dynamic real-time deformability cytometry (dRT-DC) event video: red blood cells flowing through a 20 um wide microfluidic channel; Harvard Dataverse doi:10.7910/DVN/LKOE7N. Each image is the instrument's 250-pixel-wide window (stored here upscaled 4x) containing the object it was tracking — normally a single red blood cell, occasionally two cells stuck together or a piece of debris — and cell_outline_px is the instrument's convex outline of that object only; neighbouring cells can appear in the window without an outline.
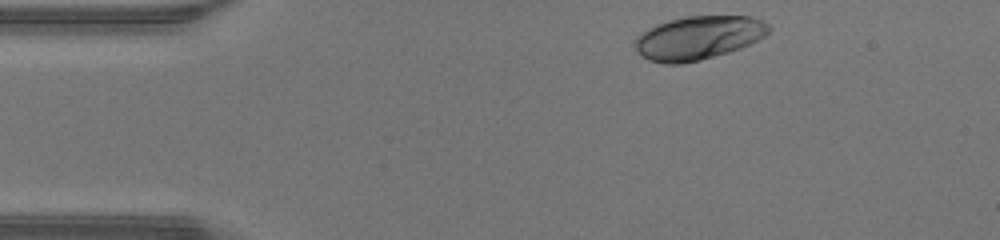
{"species": "human", "species_latin": "Homo sapiens", "temperature_condition": "warm", "stored_images_in_passage": 34, "camera_frame_rate_fps": 3000, "um_per_image_px": 0.085, "donor": {"sex": "male"}, "frame": {"image": 1, "passage_image": 1, "time_ms": 0.0, "image_size_px": [1000, 240], "cell_outline_px": [[772, 28], [764, 36], [740, 48], [728, 52], [700, 60], [684, 64], [664, 64], [648, 60], [640, 56], [636, 52], [632, 40], [640, 32], [656, 24], [668, 20], [684, 16], [752, 16], [768, 24]], "centroid_in_image_um": [59.28, 3.22], "position_along_channel_um": 25.7, "area_um2": 34.39}}
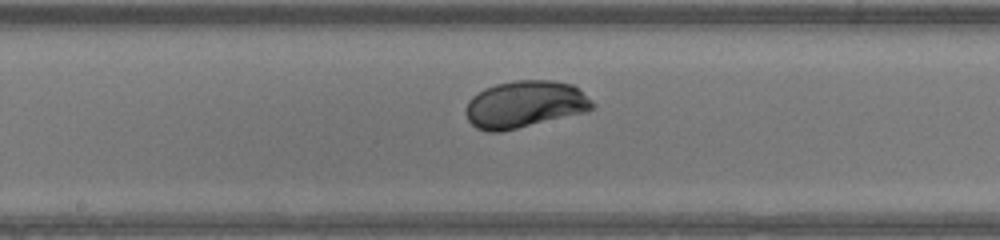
{"frame": {"image": 2, "passage_image": 18, "time_ms": 5.667, "image_size_px": [1000, 240], "cell_outline_px": [[596, 104], [588, 112], [500, 132], [488, 132], [476, 128], [468, 120], [464, 112], [464, 108], [468, 100], [472, 96], [484, 88], [496, 84], [516, 80], [552, 80], [572, 84], [592, 100]], "centroid_in_image_um": [44.59, 8.87], "position_along_channel_um": 203.6, "area_um2": 35.03}}
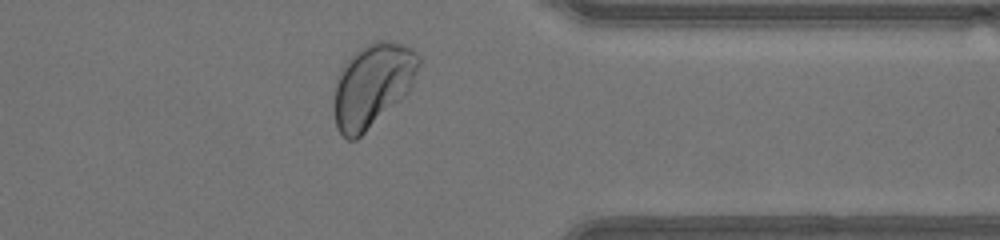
{"frame": {"image": 3, "passage_image": 31, "time_ms": 10.0, "image_size_px": [1000, 240], "cell_outline_px": [[420, 64], [408, 92], [404, 96], [356, 140], [348, 140], [336, 128], [332, 108], [336, 76], [340, 68], [348, 56], [364, 44], [376, 40], [388, 40], [404, 44], [412, 48], [420, 56]], "centroid_in_image_um": [31.61, 7.2], "position_along_channel_um": 379.8, "area_um2": 41.79}, "authors_computed_cell_mechanics": {"area_um2": 34.5933, "velocity_mm_per_s": 4.316, "shape_relaxation_time_tau1_ms": 1.8523, "shape_relaxation_time_tau2_ms": null, "deformation_change_tau1": 0.1473, "deformation_change_tau2": null}}